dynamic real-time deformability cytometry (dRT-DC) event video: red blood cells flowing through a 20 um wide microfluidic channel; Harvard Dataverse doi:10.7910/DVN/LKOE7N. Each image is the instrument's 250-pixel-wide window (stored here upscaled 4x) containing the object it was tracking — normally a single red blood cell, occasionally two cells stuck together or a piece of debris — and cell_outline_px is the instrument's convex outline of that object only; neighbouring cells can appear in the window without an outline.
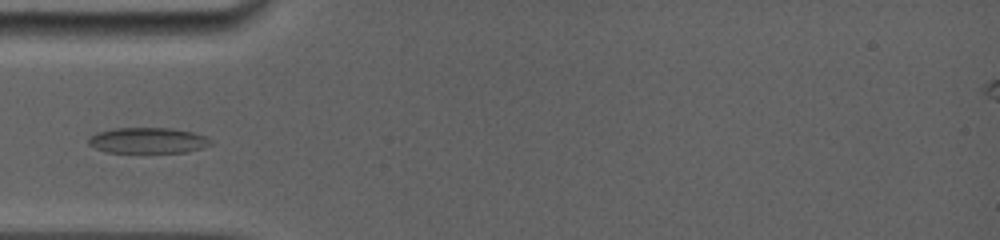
{"species": "common noctule bat (a hibernating species)", "species_latin": "Nyctalus noctula", "temperature_condition": "room temperature", "stored_images_in_passage": 47, "camera_frame_rate_fps": 5000, "um_per_image_px": 0.085, "animal": {"sex": "female", "body_mass_g": 19.0, "forearm_length_mm": 56.7}, "frame": {"image": 1, "passage_image": 1, "time_ms": 0.0, "image_size_px": [1000, 240], "cell_outline_px": [[212, 144], [204, 148], [184, 152], [108, 152], [96, 148], [88, 144], [88, 136], [96, 132], [112, 128], [172, 128], [192, 132], [208, 136], [212, 140]], "centroid_in_image_um": [12.58, 11.93], "position_along_channel_um": 72.4, "area_um2": 18.5}}
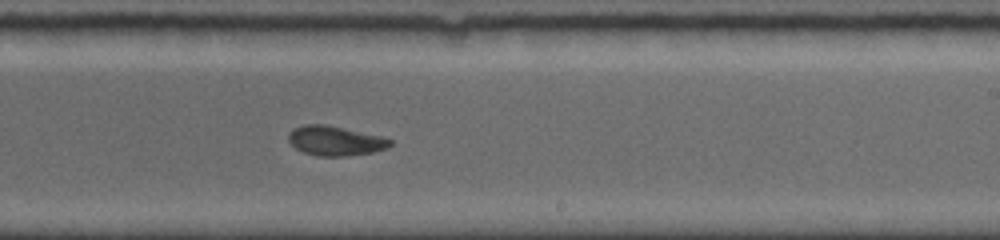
{"frame": {"image": 2, "passage_image": 20, "time_ms": 4.8, "image_size_px": [1000, 240], "cell_outline_px": [[392, 144], [388, 148], [372, 152], [344, 156], [316, 156], [304, 152], [296, 148], [288, 140], [288, 132], [292, 128], [304, 124], [324, 124], [384, 136], [392, 140]], "centroid_in_image_um": [28.5, 11.95], "position_along_channel_um": 260.5, "area_um2": 17.69}}
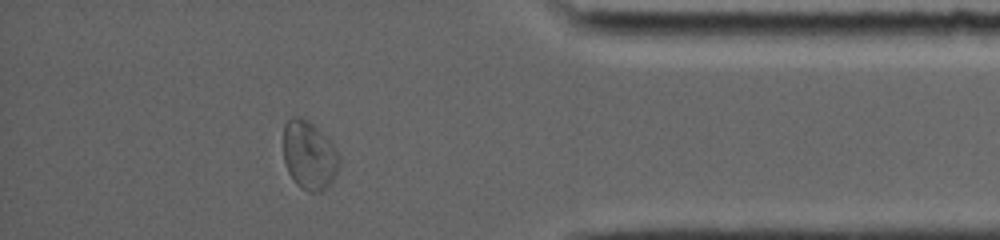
{"frame": {"image": 3, "passage_image": 39, "time_ms": 9.0, "image_size_px": [1000, 240], "cell_outline_px": [[340, 164], [332, 184], [320, 192], [308, 192], [300, 188], [292, 180], [288, 172], [284, 160], [284, 124], [292, 116], [300, 116], [308, 120], [328, 136], [336, 148], [340, 156]], "centroid_in_image_um": [26.31, 13.2], "position_along_channel_um": 408.9, "area_um2": 22.95}}